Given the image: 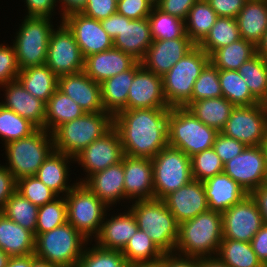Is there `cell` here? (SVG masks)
Instances as JSON below:
<instances>
[{
	"mask_svg": "<svg viewBox=\"0 0 267 267\" xmlns=\"http://www.w3.org/2000/svg\"><path fill=\"white\" fill-rule=\"evenodd\" d=\"M170 108L122 110L113 117L124 155L155 157L168 146V115Z\"/></svg>",
	"mask_w": 267,
	"mask_h": 267,
	"instance_id": "cell-1",
	"label": "cell"
},
{
	"mask_svg": "<svg viewBox=\"0 0 267 267\" xmlns=\"http://www.w3.org/2000/svg\"><path fill=\"white\" fill-rule=\"evenodd\" d=\"M222 239V213L207 210L179 224L174 253L195 258L214 257Z\"/></svg>",
	"mask_w": 267,
	"mask_h": 267,
	"instance_id": "cell-2",
	"label": "cell"
},
{
	"mask_svg": "<svg viewBox=\"0 0 267 267\" xmlns=\"http://www.w3.org/2000/svg\"><path fill=\"white\" fill-rule=\"evenodd\" d=\"M113 127V116L106 111L85 113L63 123L52 132L54 150L75 158L94 140Z\"/></svg>",
	"mask_w": 267,
	"mask_h": 267,
	"instance_id": "cell-3",
	"label": "cell"
},
{
	"mask_svg": "<svg viewBox=\"0 0 267 267\" xmlns=\"http://www.w3.org/2000/svg\"><path fill=\"white\" fill-rule=\"evenodd\" d=\"M134 214L138 229L143 230L164 253H174L179 236V223L163 200L146 199L127 205Z\"/></svg>",
	"mask_w": 267,
	"mask_h": 267,
	"instance_id": "cell-4",
	"label": "cell"
},
{
	"mask_svg": "<svg viewBox=\"0 0 267 267\" xmlns=\"http://www.w3.org/2000/svg\"><path fill=\"white\" fill-rule=\"evenodd\" d=\"M7 158L6 168L17 180L35 176L45 159L54 150L52 133L37 128L22 139L13 140L4 145Z\"/></svg>",
	"mask_w": 267,
	"mask_h": 267,
	"instance_id": "cell-5",
	"label": "cell"
},
{
	"mask_svg": "<svg viewBox=\"0 0 267 267\" xmlns=\"http://www.w3.org/2000/svg\"><path fill=\"white\" fill-rule=\"evenodd\" d=\"M168 146L187 156L213 148L217 131L198 120L186 107H171L168 115Z\"/></svg>",
	"mask_w": 267,
	"mask_h": 267,
	"instance_id": "cell-6",
	"label": "cell"
},
{
	"mask_svg": "<svg viewBox=\"0 0 267 267\" xmlns=\"http://www.w3.org/2000/svg\"><path fill=\"white\" fill-rule=\"evenodd\" d=\"M89 241L69 222L35 235L34 255L59 267H76Z\"/></svg>",
	"mask_w": 267,
	"mask_h": 267,
	"instance_id": "cell-7",
	"label": "cell"
},
{
	"mask_svg": "<svg viewBox=\"0 0 267 267\" xmlns=\"http://www.w3.org/2000/svg\"><path fill=\"white\" fill-rule=\"evenodd\" d=\"M210 62V56L195 46L163 77L164 96L169 107H188L192 103L195 81Z\"/></svg>",
	"mask_w": 267,
	"mask_h": 267,
	"instance_id": "cell-8",
	"label": "cell"
},
{
	"mask_svg": "<svg viewBox=\"0 0 267 267\" xmlns=\"http://www.w3.org/2000/svg\"><path fill=\"white\" fill-rule=\"evenodd\" d=\"M52 18L24 16L12 43L19 70L46 63Z\"/></svg>",
	"mask_w": 267,
	"mask_h": 267,
	"instance_id": "cell-9",
	"label": "cell"
},
{
	"mask_svg": "<svg viewBox=\"0 0 267 267\" xmlns=\"http://www.w3.org/2000/svg\"><path fill=\"white\" fill-rule=\"evenodd\" d=\"M65 200L67 222L90 241V245L100 232L106 212L114 208L107 207L84 183L78 182L65 195Z\"/></svg>",
	"mask_w": 267,
	"mask_h": 267,
	"instance_id": "cell-10",
	"label": "cell"
},
{
	"mask_svg": "<svg viewBox=\"0 0 267 267\" xmlns=\"http://www.w3.org/2000/svg\"><path fill=\"white\" fill-rule=\"evenodd\" d=\"M154 198L162 200L193 178L191 159L183 151L167 146L152 158Z\"/></svg>",
	"mask_w": 267,
	"mask_h": 267,
	"instance_id": "cell-11",
	"label": "cell"
},
{
	"mask_svg": "<svg viewBox=\"0 0 267 267\" xmlns=\"http://www.w3.org/2000/svg\"><path fill=\"white\" fill-rule=\"evenodd\" d=\"M84 61L73 33L60 21L50 33L45 64L59 77L83 71Z\"/></svg>",
	"mask_w": 267,
	"mask_h": 267,
	"instance_id": "cell-12",
	"label": "cell"
},
{
	"mask_svg": "<svg viewBox=\"0 0 267 267\" xmlns=\"http://www.w3.org/2000/svg\"><path fill=\"white\" fill-rule=\"evenodd\" d=\"M267 132V119L261 103L235 106L221 133L246 146L263 144Z\"/></svg>",
	"mask_w": 267,
	"mask_h": 267,
	"instance_id": "cell-13",
	"label": "cell"
},
{
	"mask_svg": "<svg viewBox=\"0 0 267 267\" xmlns=\"http://www.w3.org/2000/svg\"><path fill=\"white\" fill-rule=\"evenodd\" d=\"M124 156L121 140L117 130L112 127L102 137L94 140L84 148L75 158L74 162L81 165L83 178L76 181L84 183L92 174L102 171L111 165L122 161Z\"/></svg>",
	"mask_w": 267,
	"mask_h": 267,
	"instance_id": "cell-14",
	"label": "cell"
},
{
	"mask_svg": "<svg viewBox=\"0 0 267 267\" xmlns=\"http://www.w3.org/2000/svg\"><path fill=\"white\" fill-rule=\"evenodd\" d=\"M223 171L248 194L267 183V161L260 146H247L243 152L223 164Z\"/></svg>",
	"mask_w": 267,
	"mask_h": 267,
	"instance_id": "cell-15",
	"label": "cell"
},
{
	"mask_svg": "<svg viewBox=\"0 0 267 267\" xmlns=\"http://www.w3.org/2000/svg\"><path fill=\"white\" fill-rule=\"evenodd\" d=\"M263 225L262 214L250 194L222 213L223 238L251 242Z\"/></svg>",
	"mask_w": 267,
	"mask_h": 267,
	"instance_id": "cell-16",
	"label": "cell"
},
{
	"mask_svg": "<svg viewBox=\"0 0 267 267\" xmlns=\"http://www.w3.org/2000/svg\"><path fill=\"white\" fill-rule=\"evenodd\" d=\"M62 22L73 33L84 58L113 47V39L94 18L75 12L65 16Z\"/></svg>",
	"mask_w": 267,
	"mask_h": 267,
	"instance_id": "cell-17",
	"label": "cell"
},
{
	"mask_svg": "<svg viewBox=\"0 0 267 267\" xmlns=\"http://www.w3.org/2000/svg\"><path fill=\"white\" fill-rule=\"evenodd\" d=\"M195 46L190 38L153 40L140 62L147 70L163 77Z\"/></svg>",
	"mask_w": 267,
	"mask_h": 267,
	"instance_id": "cell-18",
	"label": "cell"
},
{
	"mask_svg": "<svg viewBox=\"0 0 267 267\" xmlns=\"http://www.w3.org/2000/svg\"><path fill=\"white\" fill-rule=\"evenodd\" d=\"M140 108H171L163 91V79L141 66L130 87L126 110Z\"/></svg>",
	"mask_w": 267,
	"mask_h": 267,
	"instance_id": "cell-19",
	"label": "cell"
},
{
	"mask_svg": "<svg viewBox=\"0 0 267 267\" xmlns=\"http://www.w3.org/2000/svg\"><path fill=\"white\" fill-rule=\"evenodd\" d=\"M122 163L124 170L125 201L129 200L128 203L131 204L134 201L153 199L152 159L124 155Z\"/></svg>",
	"mask_w": 267,
	"mask_h": 267,
	"instance_id": "cell-20",
	"label": "cell"
},
{
	"mask_svg": "<svg viewBox=\"0 0 267 267\" xmlns=\"http://www.w3.org/2000/svg\"><path fill=\"white\" fill-rule=\"evenodd\" d=\"M162 200L179 224L209 210L203 182L194 179Z\"/></svg>",
	"mask_w": 267,
	"mask_h": 267,
	"instance_id": "cell-21",
	"label": "cell"
},
{
	"mask_svg": "<svg viewBox=\"0 0 267 267\" xmlns=\"http://www.w3.org/2000/svg\"><path fill=\"white\" fill-rule=\"evenodd\" d=\"M60 92L74 100L85 113L103 112L100 84L83 71L58 77Z\"/></svg>",
	"mask_w": 267,
	"mask_h": 267,
	"instance_id": "cell-22",
	"label": "cell"
},
{
	"mask_svg": "<svg viewBox=\"0 0 267 267\" xmlns=\"http://www.w3.org/2000/svg\"><path fill=\"white\" fill-rule=\"evenodd\" d=\"M0 89L5 94L0 102L3 107L28 119L37 128L45 129V102L32 96L18 80L8 82Z\"/></svg>",
	"mask_w": 267,
	"mask_h": 267,
	"instance_id": "cell-23",
	"label": "cell"
},
{
	"mask_svg": "<svg viewBox=\"0 0 267 267\" xmlns=\"http://www.w3.org/2000/svg\"><path fill=\"white\" fill-rule=\"evenodd\" d=\"M128 209V210H127ZM125 212L113 213L111 218L104 216L99 234L95 238L98 247L122 251L131 237L138 230L136 218L127 208Z\"/></svg>",
	"mask_w": 267,
	"mask_h": 267,
	"instance_id": "cell-24",
	"label": "cell"
},
{
	"mask_svg": "<svg viewBox=\"0 0 267 267\" xmlns=\"http://www.w3.org/2000/svg\"><path fill=\"white\" fill-rule=\"evenodd\" d=\"M153 42L148 18L129 19L121 15L119 34L113 39V47L141 61Z\"/></svg>",
	"mask_w": 267,
	"mask_h": 267,
	"instance_id": "cell-25",
	"label": "cell"
},
{
	"mask_svg": "<svg viewBox=\"0 0 267 267\" xmlns=\"http://www.w3.org/2000/svg\"><path fill=\"white\" fill-rule=\"evenodd\" d=\"M137 62L131 55L112 47L85 58L83 72L95 82L103 81L129 70Z\"/></svg>",
	"mask_w": 267,
	"mask_h": 267,
	"instance_id": "cell-26",
	"label": "cell"
},
{
	"mask_svg": "<svg viewBox=\"0 0 267 267\" xmlns=\"http://www.w3.org/2000/svg\"><path fill=\"white\" fill-rule=\"evenodd\" d=\"M84 184L109 208L121 200L125 203L122 161L92 174Z\"/></svg>",
	"mask_w": 267,
	"mask_h": 267,
	"instance_id": "cell-27",
	"label": "cell"
},
{
	"mask_svg": "<svg viewBox=\"0 0 267 267\" xmlns=\"http://www.w3.org/2000/svg\"><path fill=\"white\" fill-rule=\"evenodd\" d=\"M209 210L220 213L244 199L248 193L224 171L203 182Z\"/></svg>",
	"mask_w": 267,
	"mask_h": 267,
	"instance_id": "cell-28",
	"label": "cell"
},
{
	"mask_svg": "<svg viewBox=\"0 0 267 267\" xmlns=\"http://www.w3.org/2000/svg\"><path fill=\"white\" fill-rule=\"evenodd\" d=\"M71 163L74 164V158L53 150L35 176L58 196H65L77 183V181L73 184L69 182Z\"/></svg>",
	"mask_w": 267,
	"mask_h": 267,
	"instance_id": "cell-29",
	"label": "cell"
},
{
	"mask_svg": "<svg viewBox=\"0 0 267 267\" xmlns=\"http://www.w3.org/2000/svg\"><path fill=\"white\" fill-rule=\"evenodd\" d=\"M137 61L129 70L113 76L100 84L104 110L113 117L126 110L127 98L136 71L141 67Z\"/></svg>",
	"mask_w": 267,
	"mask_h": 267,
	"instance_id": "cell-30",
	"label": "cell"
},
{
	"mask_svg": "<svg viewBox=\"0 0 267 267\" xmlns=\"http://www.w3.org/2000/svg\"><path fill=\"white\" fill-rule=\"evenodd\" d=\"M0 249L10 257L34 254L35 235L0 212Z\"/></svg>",
	"mask_w": 267,
	"mask_h": 267,
	"instance_id": "cell-31",
	"label": "cell"
},
{
	"mask_svg": "<svg viewBox=\"0 0 267 267\" xmlns=\"http://www.w3.org/2000/svg\"><path fill=\"white\" fill-rule=\"evenodd\" d=\"M236 20L241 38L256 45L267 29V0L246 1Z\"/></svg>",
	"mask_w": 267,
	"mask_h": 267,
	"instance_id": "cell-32",
	"label": "cell"
},
{
	"mask_svg": "<svg viewBox=\"0 0 267 267\" xmlns=\"http://www.w3.org/2000/svg\"><path fill=\"white\" fill-rule=\"evenodd\" d=\"M17 80L32 96L45 103L58 88V76L46 64L20 70Z\"/></svg>",
	"mask_w": 267,
	"mask_h": 267,
	"instance_id": "cell-33",
	"label": "cell"
},
{
	"mask_svg": "<svg viewBox=\"0 0 267 267\" xmlns=\"http://www.w3.org/2000/svg\"><path fill=\"white\" fill-rule=\"evenodd\" d=\"M234 107L229 100L222 96L192 102L187 109L205 125L221 132Z\"/></svg>",
	"mask_w": 267,
	"mask_h": 267,
	"instance_id": "cell-34",
	"label": "cell"
},
{
	"mask_svg": "<svg viewBox=\"0 0 267 267\" xmlns=\"http://www.w3.org/2000/svg\"><path fill=\"white\" fill-rule=\"evenodd\" d=\"M84 114V110L74 100L57 89L45 105V130L52 133L63 123Z\"/></svg>",
	"mask_w": 267,
	"mask_h": 267,
	"instance_id": "cell-35",
	"label": "cell"
},
{
	"mask_svg": "<svg viewBox=\"0 0 267 267\" xmlns=\"http://www.w3.org/2000/svg\"><path fill=\"white\" fill-rule=\"evenodd\" d=\"M256 55V45L239 39L230 45L215 50L210 55V62L218 70H238L244 62Z\"/></svg>",
	"mask_w": 267,
	"mask_h": 267,
	"instance_id": "cell-36",
	"label": "cell"
},
{
	"mask_svg": "<svg viewBox=\"0 0 267 267\" xmlns=\"http://www.w3.org/2000/svg\"><path fill=\"white\" fill-rule=\"evenodd\" d=\"M217 18L218 15L206 0H197L185 20L186 35L198 46L208 35Z\"/></svg>",
	"mask_w": 267,
	"mask_h": 267,
	"instance_id": "cell-37",
	"label": "cell"
},
{
	"mask_svg": "<svg viewBox=\"0 0 267 267\" xmlns=\"http://www.w3.org/2000/svg\"><path fill=\"white\" fill-rule=\"evenodd\" d=\"M222 96L234 106H250L260 101L250 92L238 70H219Z\"/></svg>",
	"mask_w": 267,
	"mask_h": 267,
	"instance_id": "cell-38",
	"label": "cell"
},
{
	"mask_svg": "<svg viewBox=\"0 0 267 267\" xmlns=\"http://www.w3.org/2000/svg\"><path fill=\"white\" fill-rule=\"evenodd\" d=\"M217 257L229 267H260L250 242L223 238Z\"/></svg>",
	"mask_w": 267,
	"mask_h": 267,
	"instance_id": "cell-39",
	"label": "cell"
},
{
	"mask_svg": "<svg viewBox=\"0 0 267 267\" xmlns=\"http://www.w3.org/2000/svg\"><path fill=\"white\" fill-rule=\"evenodd\" d=\"M241 39L236 18L218 17L205 39L198 45L209 56L217 49Z\"/></svg>",
	"mask_w": 267,
	"mask_h": 267,
	"instance_id": "cell-40",
	"label": "cell"
},
{
	"mask_svg": "<svg viewBox=\"0 0 267 267\" xmlns=\"http://www.w3.org/2000/svg\"><path fill=\"white\" fill-rule=\"evenodd\" d=\"M153 40H170L175 38H189L185 32V21L164 13L156 6L148 16Z\"/></svg>",
	"mask_w": 267,
	"mask_h": 267,
	"instance_id": "cell-41",
	"label": "cell"
},
{
	"mask_svg": "<svg viewBox=\"0 0 267 267\" xmlns=\"http://www.w3.org/2000/svg\"><path fill=\"white\" fill-rule=\"evenodd\" d=\"M129 263L159 261L164 253L143 230L138 229L121 251Z\"/></svg>",
	"mask_w": 267,
	"mask_h": 267,
	"instance_id": "cell-42",
	"label": "cell"
},
{
	"mask_svg": "<svg viewBox=\"0 0 267 267\" xmlns=\"http://www.w3.org/2000/svg\"><path fill=\"white\" fill-rule=\"evenodd\" d=\"M38 209L30 200L15 191L1 211L7 218L32 231L35 235Z\"/></svg>",
	"mask_w": 267,
	"mask_h": 267,
	"instance_id": "cell-43",
	"label": "cell"
},
{
	"mask_svg": "<svg viewBox=\"0 0 267 267\" xmlns=\"http://www.w3.org/2000/svg\"><path fill=\"white\" fill-rule=\"evenodd\" d=\"M238 72L250 92L261 102L267 96V61L256 54L244 62Z\"/></svg>",
	"mask_w": 267,
	"mask_h": 267,
	"instance_id": "cell-44",
	"label": "cell"
},
{
	"mask_svg": "<svg viewBox=\"0 0 267 267\" xmlns=\"http://www.w3.org/2000/svg\"><path fill=\"white\" fill-rule=\"evenodd\" d=\"M37 127L28 119L0 104V138L4 145L32 134Z\"/></svg>",
	"mask_w": 267,
	"mask_h": 267,
	"instance_id": "cell-45",
	"label": "cell"
},
{
	"mask_svg": "<svg viewBox=\"0 0 267 267\" xmlns=\"http://www.w3.org/2000/svg\"><path fill=\"white\" fill-rule=\"evenodd\" d=\"M67 222L65 196H58L52 202L39 207L35 235L46 233Z\"/></svg>",
	"mask_w": 267,
	"mask_h": 267,
	"instance_id": "cell-46",
	"label": "cell"
},
{
	"mask_svg": "<svg viewBox=\"0 0 267 267\" xmlns=\"http://www.w3.org/2000/svg\"><path fill=\"white\" fill-rule=\"evenodd\" d=\"M91 247L86 244L76 267H127L121 251L103 249L95 244Z\"/></svg>",
	"mask_w": 267,
	"mask_h": 267,
	"instance_id": "cell-47",
	"label": "cell"
},
{
	"mask_svg": "<svg viewBox=\"0 0 267 267\" xmlns=\"http://www.w3.org/2000/svg\"><path fill=\"white\" fill-rule=\"evenodd\" d=\"M222 97L219 70L209 62L194 84L192 102Z\"/></svg>",
	"mask_w": 267,
	"mask_h": 267,
	"instance_id": "cell-48",
	"label": "cell"
},
{
	"mask_svg": "<svg viewBox=\"0 0 267 267\" xmlns=\"http://www.w3.org/2000/svg\"><path fill=\"white\" fill-rule=\"evenodd\" d=\"M191 174L194 180L204 182L208 178L223 172V163L213 148L190 157Z\"/></svg>",
	"mask_w": 267,
	"mask_h": 267,
	"instance_id": "cell-49",
	"label": "cell"
},
{
	"mask_svg": "<svg viewBox=\"0 0 267 267\" xmlns=\"http://www.w3.org/2000/svg\"><path fill=\"white\" fill-rule=\"evenodd\" d=\"M16 191L37 207L52 202L58 197L53 190L48 188L36 176L24 177L17 180Z\"/></svg>",
	"mask_w": 267,
	"mask_h": 267,
	"instance_id": "cell-50",
	"label": "cell"
},
{
	"mask_svg": "<svg viewBox=\"0 0 267 267\" xmlns=\"http://www.w3.org/2000/svg\"><path fill=\"white\" fill-rule=\"evenodd\" d=\"M10 45V46H9ZM19 67L13 45L0 44V86L17 80Z\"/></svg>",
	"mask_w": 267,
	"mask_h": 267,
	"instance_id": "cell-51",
	"label": "cell"
},
{
	"mask_svg": "<svg viewBox=\"0 0 267 267\" xmlns=\"http://www.w3.org/2000/svg\"><path fill=\"white\" fill-rule=\"evenodd\" d=\"M246 147L244 143L228 137L221 132L217 133L213 144V149L223 164L241 154Z\"/></svg>",
	"mask_w": 267,
	"mask_h": 267,
	"instance_id": "cell-52",
	"label": "cell"
},
{
	"mask_svg": "<svg viewBox=\"0 0 267 267\" xmlns=\"http://www.w3.org/2000/svg\"><path fill=\"white\" fill-rule=\"evenodd\" d=\"M152 7L147 0H120L117 2V13L129 19L148 18Z\"/></svg>",
	"mask_w": 267,
	"mask_h": 267,
	"instance_id": "cell-53",
	"label": "cell"
},
{
	"mask_svg": "<svg viewBox=\"0 0 267 267\" xmlns=\"http://www.w3.org/2000/svg\"><path fill=\"white\" fill-rule=\"evenodd\" d=\"M117 12L116 0H88L82 14L98 21L108 18Z\"/></svg>",
	"mask_w": 267,
	"mask_h": 267,
	"instance_id": "cell-54",
	"label": "cell"
},
{
	"mask_svg": "<svg viewBox=\"0 0 267 267\" xmlns=\"http://www.w3.org/2000/svg\"><path fill=\"white\" fill-rule=\"evenodd\" d=\"M197 0H160L157 8L164 13L186 20L189 10Z\"/></svg>",
	"mask_w": 267,
	"mask_h": 267,
	"instance_id": "cell-55",
	"label": "cell"
},
{
	"mask_svg": "<svg viewBox=\"0 0 267 267\" xmlns=\"http://www.w3.org/2000/svg\"><path fill=\"white\" fill-rule=\"evenodd\" d=\"M27 7L26 16H38L52 18L56 14L57 0H24Z\"/></svg>",
	"mask_w": 267,
	"mask_h": 267,
	"instance_id": "cell-56",
	"label": "cell"
},
{
	"mask_svg": "<svg viewBox=\"0 0 267 267\" xmlns=\"http://www.w3.org/2000/svg\"><path fill=\"white\" fill-rule=\"evenodd\" d=\"M218 17L236 18L247 0H206Z\"/></svg>",
	"mask_w": 267,
	"mask_h": 267,
	"instance_id": "cell-57",
	"label": "cell"
},
{
	"mask_svg": "<svg viewBox=\"0 0 267 267\" xmlns=\"http://www.w3.org/2000/svg\"><path fill=\"white\" fill-rule=\"evenodd\" d=\"M17 181L13 174L0 164V212L3 210L6 201L16 191Z\"/></svg>",
	"mask_w": 267,
	"mask_h": 267,
	"instance_id": "cell-58",
	"label": "cell"
},
{
	"mask_svg": "<svg viewBox=\"0 0 267 267\" xmlns=\"http://www.w3.org/2000/svg\"><path fill=\"white\" fill-rule=\"evenodd\" d=\"M160 267H198V258L166 253L159 260Z\"/></svg>",
	"mask_w": 267,
	"mask_h": 267,
	"instance_id": "cell-59",
	"label": "cell"
},
{
	"mask_svg": "<svg viewBox=\"0 0 267 267\" xmlns=\"http://www.w3.org/2000/svg\"><path fill=\"white\" fill-rule=\"evenodd\" d=\"M251 246L258 260L263 264H267V225L264 224L260 230L256 232L251 240Z\"/></svg>",
	"mask_w": 267,
	"mask_h": 267,
	"instance_id": "cell-60",
	"label": "cell"
},
{
	"mask_svg": "<svg viewBox=\"0 0 267 267\" xmlns=\"http://www.w3.org/2000/svg\"><path fill=\"white\" fill-rule=\"evenodd\" d=\"M88 0H57V2L59 3V13L61 14V19L60 21L62 22V19L71 14V13H75V12H81L84 7L86 6ZM61 3V4H60Z\"/></svg>",
	"mask_w": 267,
	"mask_h": 267,
	"instance_id": "cell-61",
	"label": "cell"
},
{
	"mask_svg": "<svg viewBox=\"0 0 267 267\" xmlns=\"http://www.w3.org/2000/svg\"><path fill=\"white\" fill-rule=\"evenodd\" d=\"M250 195L255 199L262 214L263 222L267 225V183L255 189Z\"/></svg>",
	"mask_w": 267,
	"mask_h": 267,
	"instance_id": "cell-62",
	"label": "cell"
},
{
	"mask_svg": "<svg viewBox=\"0 0 267 267\" xmlns=\"http://www.w3.org/2000/svg\"><path fill=\"white\" fill-rule=\"evenodd\" d=\"M100 22L103 29L112 39L119 34L121 27V14L116 12Z\"/></svg>",
	"mask_w": 267,
	"mask_h": 267,
	"instance_id": "cell-63",
	"label": "cell"
},
{
	"mask_svg": "<svg viewBox=\"0 0 267 267\" xmlns=\"http://www.w3.org/2000/svg\"><path fill=\"white\" fill-rule=\"evenodd\" d=\"M37 257L34 254L27 256L10 257L6 267H32V262Z\"/></svg>",
	"mask_w": 267,
	"mask_h": 267,
	"instance_id": "cell-64",
	"label": "cell"
},
{
	"mask_svg": "<svg viewBox=\"0 0 267 267\" xmlns=\"http://www.w3.org/2000/svg\"><path fill=\"white\" fill-rule=\"evenodd\" d=\"M198 267H229L223 263L217 256L198 258Z\"/></svg>",
	"mask_w": 267,
	"mask_h": 267,
	"instance_id": "cell-65",
	"label": "cell"
},
{
	"mask_svg": "<svg viewBox=\"0 0 267 267\" xmlns=\"http://www.w3.org/2000/svg\"><path fill=\"white\" fill-rule=\"evenodd\" d=\"M256 54L260 55L264 60L267 61V29L261 40L256 44Z\"/></svg>",
	"mask_w": 267,
	"mask_h": 267,
	"instance_id": "cell-66",
	"label": "cell"
},
{
	"mask_svg": "<svg viewBox=\"0 0 267 267\" xmlns=\"http://www.w3.org/2000/svg\"><path fill=\"white\" fill-rule=\"evenodd\" d=\"M127 267H160L159 261L154 262H141V263H129Z\"/></svg>",
	"mask_w": 267,
	"mask_h": 267,
	"instance_id": "cell-67",
	"label": "cell"
},
{
	"mask_svg": "<svg viewBox=\"0 0 267 267\" xmlns=\"http://www.w3.org/2000/svg\"><path fill=\"white\" fill-rule=\"evenodd\" d=\"M32 267H59L57 265L51 264L47 261L41 260L36 258L33 262H32Z\"/></svg>",
	"mask_w": 267,
	"mask_h": 267,
	"instance_id": "cell-68",
	"label": "cell"
},
{
	"mask_svg": "<svg viewBox=\"0 0 267 267\" xmlns=\"http://www.w3.org/2000/svg\"><path fill=\"white\" fill-rule=\"evenodd\" d=\"M10 256L0 249V267H6L9 262Z\"/></svg>",
	"mask_w": 267,
	"mask_h": 267,
	"instance_id": "cell-69",
	"label": "cell"
},
{
	"mask_svg": "<svg viewBox=\"0 0 267 267\" xmlns=\"http://www.w3.org/2000/svg\"><path fill=\"white\" fill-rule=\"evenodd\" d=\"M264 111V115L267 119V96L260 102Z\"/></svg>",
	"mask_w": 267,
	"mask_h": 267,
	"instance_id": "cell-70",
	"label": "cell"
},
{
	"mask_svg": "<svg viewBox=\"0 0 267 267\" xmlns=\"http://www.w3.org/2000/svg\"><path fill=\"white\" fill-rule=\"evenodd\" d=\"M262 147L264 149L265 156H266V161H267V132H266V136H265V139L263 141Z\"/></svg>",
	"mask_w": 267,
	"mask_h": 267,
	"instance_id": "cell-71",
	"label": "cell"
},
{
	"mask_svg": "<svg viewBox=\"0 0 267 267\" xmlns=\"http://www.w3.org/2000/svg\"><path fill=\"white\" fill-rule=\"evenodd\" d=\"M153 7L157 6L160 0H147Z\"/></svg>",
	"mask_w": 267,
	"mask_h": 267,
	"instance_id": "cell-72",
	"label": "cell"
},
{
	"mask_svg": "<svg viewBox=\"0 0 267 267\" xmlns=\"http://www.w3.org/2000/svg\"><path fill=\"white\" fill-rule=\"evenodd\" d=\"M260 267H267V264H263V265H261Z\"/></svg>",
	"mask_w": 267,
	"mask_h": 267,
	"instance_id": "cell-73",
	"label": "cell"
}]
</instances>
